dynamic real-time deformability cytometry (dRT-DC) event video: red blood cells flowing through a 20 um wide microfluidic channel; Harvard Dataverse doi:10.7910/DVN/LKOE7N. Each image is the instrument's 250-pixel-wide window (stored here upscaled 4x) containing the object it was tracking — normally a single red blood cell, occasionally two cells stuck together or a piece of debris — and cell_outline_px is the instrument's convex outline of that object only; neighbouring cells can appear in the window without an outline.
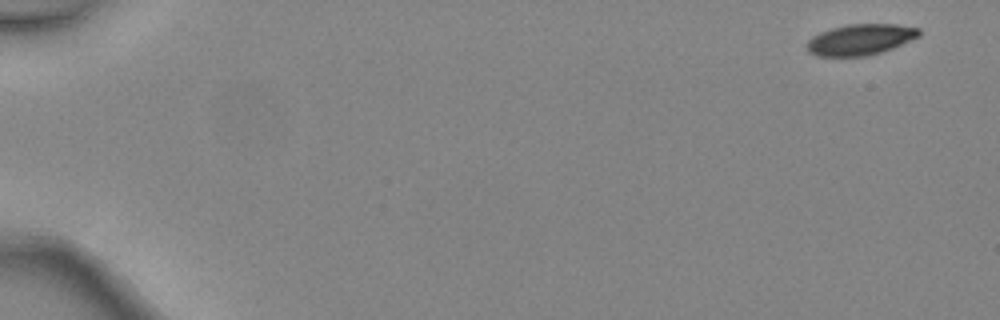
{"species": "common noctule bat (a hibernating species)", "species_latin": "Nyctalus noctula", "temperature_condition": "warm", "stored_images_in_passage": 5, "camera_frame_rate_fps": 3000, "um_per_image_px": 0.085, "animal": {"sex": "female", "body_mass_g": 24.6, "forearm_length_mm": 56.2}, "frame": {"image": 1, "passage_image": 1, "time_ms": 0.0, "image_size_px": [1000, 320], "cell_outline_px": [[920, 36], [892, 48], [880, 52], [864, 56], [816, 56], [808, 52], [804, 44], [812, 36], [820, 32], [832, 28], [848, 24], [896, 24], [920, 28]], "centroid_in_image_um": [73.09, 3.36], "position_along_channel_um": 11.9, "area_um2": 20.29}}